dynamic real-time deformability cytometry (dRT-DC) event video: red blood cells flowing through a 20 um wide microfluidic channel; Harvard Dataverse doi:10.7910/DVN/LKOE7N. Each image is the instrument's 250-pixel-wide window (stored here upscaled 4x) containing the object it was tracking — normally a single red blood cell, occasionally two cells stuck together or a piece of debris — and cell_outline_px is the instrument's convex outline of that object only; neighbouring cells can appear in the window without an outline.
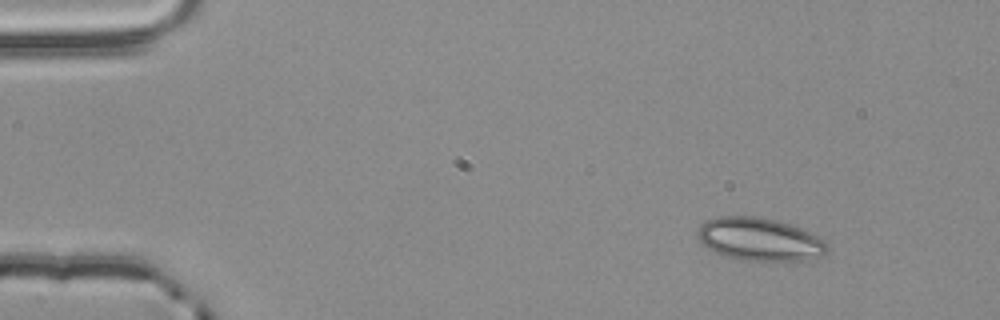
{"species": "common noctule bat (a hibernating species)", "species_latin": "Nyctalus noctula", "temperature_condition": "room temperature", "stored_images_in_passage": 4, "camera_frame_rate_fps": 3000, "um_per_image_px": 0.085, "animal": {"sex": "male", "body_mass_g": 20.4}, "frame": {"image": 1, "passage_image": 1, "time_ms": 0.0, "image_size_px": [1000, 320], "cell_outline_px": [[828, 248], [820, 256], [804, 260], [736, 260], [724, 256], [708, 248], [696, 236], [696, 232], [700, 224], [708, 220], [720, 216], [760, 216], [776, 220], [800, 228], [824, 240], [828, 244]], "centroid_in_image_um": [64.52, 20.33], "position_along_channel_um": 20.5, "area_um2": 32.25}}